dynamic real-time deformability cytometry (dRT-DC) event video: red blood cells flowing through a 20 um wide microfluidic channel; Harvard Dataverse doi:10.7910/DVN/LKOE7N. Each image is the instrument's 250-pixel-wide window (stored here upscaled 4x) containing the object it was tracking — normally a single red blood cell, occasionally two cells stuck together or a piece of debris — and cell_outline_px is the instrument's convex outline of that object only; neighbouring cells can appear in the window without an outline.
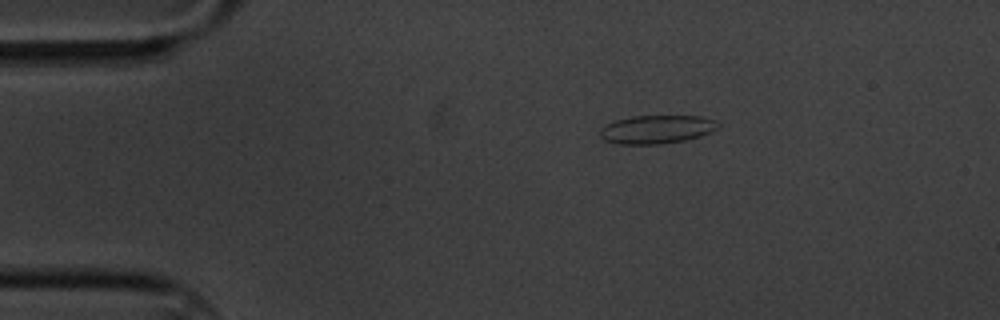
{"species": "common noctule bat (a hibernating species)", "species_latin": "Nyctalus noctula", "temperature_condition": "cold", "stored_images_in_passage": 49, "camera_frame_rate_fps": 3000, "um_per_image_px": 0.085, "animal": {"sex": "male", "body_mass_g": 20.1, "forearm_length_mm": 53.5}, "frame": {"image": 1, "passage_image": 1, "time_ms": 0.0, "image_size_px": [1000, 320], "cell_outline_px": [[720, 128], [700, 136], [684, 140], [660, 144], [620, 144], [604, 140], [600, 136], [600, 128], [616, 120], [632, 116], [700, 116], [716, 120], [720, 124]], "centroid_in_image_um": [55.84, 10.99], "position_along_channel_um": 29.2, "area_um2": 19.54}}
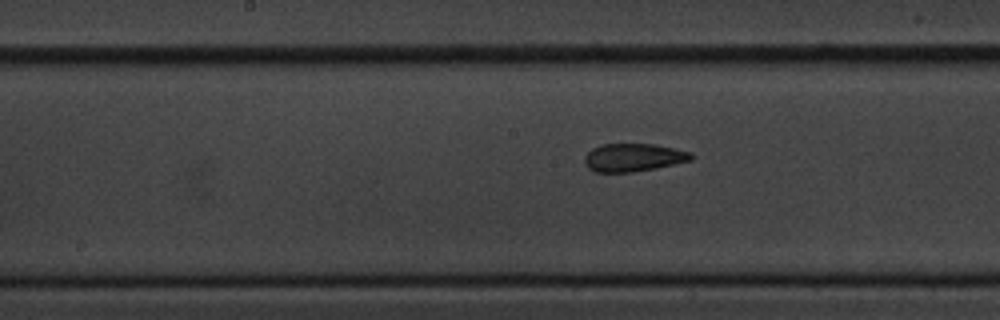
{"frame": {"image": 2, "passage_image": 20, "time_ms": 6.333, "image_size_px": [1000, 320], "cell_outline_px": [[692, 160], [656, 168], [632, 172], [592, 172], [584, 164], [584, 156], [592, 148], [600, 144], [656, 144], [676, 148], [692, 152]], "centroid_in_image_um": [53.82, 13.38], "position_along_channel_um": 194.4, "area_um2": 17.63}}
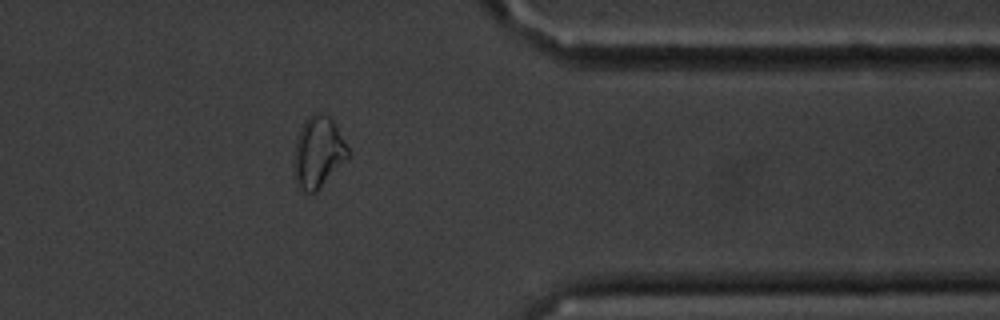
{"frame": {"image": 3, "passage_image": 38, "time_ms": 12.333, "image_size_px": [1000, 320], "cell_outline_px": [[348, 156], [316, 192], [304, 192], [296, 184], [292, 172], [292, 160], [296, 140], [304, 120], [312, 112], [320, 112], [328, 116], [332, 120], [348, 148]], "centroid_in_image_um": [26.97, 12.94], "position_along_channel_um": 384.4, "area_um2": 22.37}, "authors_computed_cell_mechanics": {"area_um2": 18.496, "velocity_mm_per_s": 3.3881, "shape_relaxation_time_tau1_ms": 8.5025, "shape_relaxation_time_tau2_ms": 1.1225, "deformation_change_tau1": 0.1924, "deformation_change_tau2": 0.0686}}